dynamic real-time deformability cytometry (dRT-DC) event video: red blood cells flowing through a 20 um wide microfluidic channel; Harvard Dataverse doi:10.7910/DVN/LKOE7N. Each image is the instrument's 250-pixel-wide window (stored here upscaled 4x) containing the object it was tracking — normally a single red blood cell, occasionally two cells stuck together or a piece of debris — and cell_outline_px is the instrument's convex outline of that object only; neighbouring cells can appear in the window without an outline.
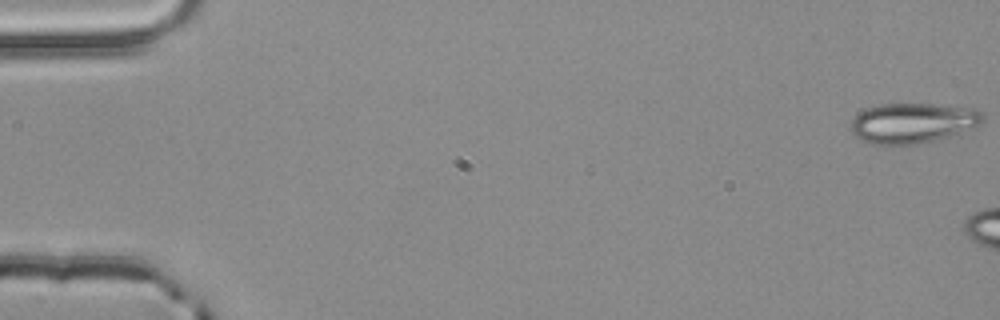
{"species": "common noctule bat (a hibernating species)", "species_latin": "Nyctalus noctula", "temperature_condition": "room temperature", "stored_images_in_passage": 7, "camera_frame_rate_fps": 3000, "um_per_image_px": 0.085, "animal": {"sex": "male", "body_mass_g": 20.4}, "frame": {"image": 1, "passage_image": 1, "time_ms": 0.0, "image_size_px": [1000, 320], "cell_outline_px": [[984, 120], [980, 124], [972, 128], [948, 136], [916, 144], [892, 148], [872, 144], [860, 140], [852, 132], [852, 120], [860, 112], [868, 108], [880, 104], [932, 104], [976, 108], [984, 116]], "centroid_in_image_um": [77.56, 10.48], "position_along_channel_um": 7.4, "area_um2": 31.15}}